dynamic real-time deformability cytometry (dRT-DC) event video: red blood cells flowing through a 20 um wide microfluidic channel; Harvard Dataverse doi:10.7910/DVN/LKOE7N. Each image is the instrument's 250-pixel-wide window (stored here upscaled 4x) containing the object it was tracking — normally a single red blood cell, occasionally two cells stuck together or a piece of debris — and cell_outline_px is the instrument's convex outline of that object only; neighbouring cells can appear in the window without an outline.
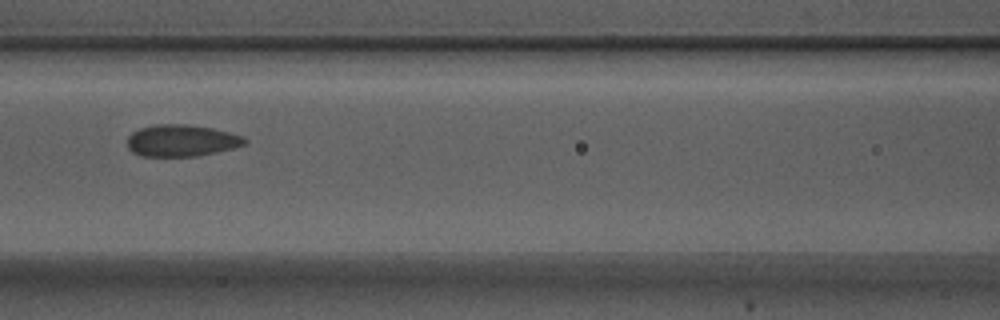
{"species": "Egyptian fruit bat (a non-hibernating species)", "species_latin": "Rousettus aegyptiacus", "temperature_condition": "warm", "stored_images_in_passage": 4, "camera_frame_rate_fps": 3000, "um_per_image_px": 0.085, "animal": {"sex": "male"}, "frame": {"image": 1, "passage_image": 4, "time_ms": 1.0, "image_size_px": [1000, 320], "cell_outline_px": [[248, 140], [244, 144], [232, 148], [216, 152], [196, 156], [140, 156], [132, 152], [128, 148], [128, 136], [132, 132], [140, 128], [156, 124], [184, 124], [212, 128], [244, 136]], "centroid_in_image_um": [15.41, 11.95], "position_along_channel_um": 151.2, "area_um2": 21.68}}